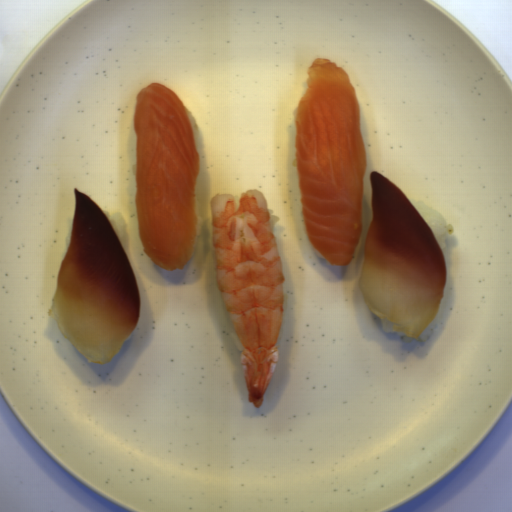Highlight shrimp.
<instances>
[{
	"instance_id": "shrimp-1",
	"label": "shrimp",
	"mask_w": 512,
	"mask_h": 512,
	"mask_svg": "<svg viewBox=\"0 0 512 512\" xmlns=\"http://www.w3.org/2000/svg\"><path fill=\"white\" fill-rule=\"evenodd\" d=\"M210 213L217 286L243 347L248 402L258 408L279 362L285 286L267 200L259 189L239 200L216 194Z\"/></svg>"
}]
</instances>
